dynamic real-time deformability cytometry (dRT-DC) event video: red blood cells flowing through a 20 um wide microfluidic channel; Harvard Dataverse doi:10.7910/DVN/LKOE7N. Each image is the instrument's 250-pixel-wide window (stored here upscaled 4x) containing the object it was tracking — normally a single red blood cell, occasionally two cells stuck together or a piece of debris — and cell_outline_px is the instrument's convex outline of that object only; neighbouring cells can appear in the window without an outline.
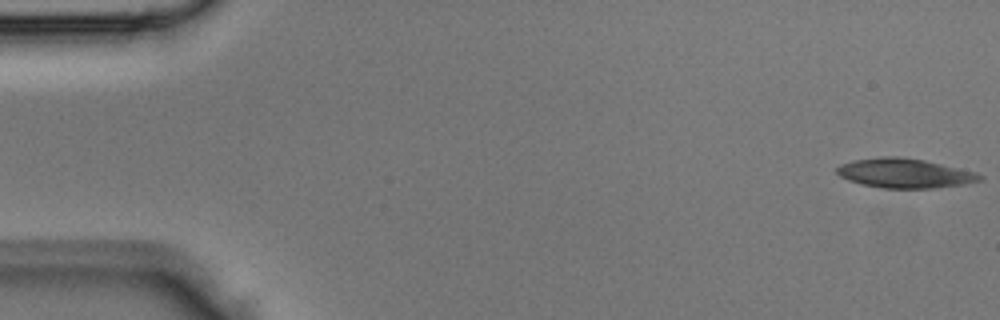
{"species": "Egyptian fruit bat (a non-hibernating species)", "species_latin": "Rousettus aegyptiacus", "temperature_condition": "room temperature", "stored_images_in_passage": 13, "camera_frame_rate_fps": 3000, "um_per_image_px": 0.085, "animal": {"sex": "male"}, "frame": {"image": 1, "passage_image": 1, "time_ms": 0.0, "image_size_px": [1000, 320], "cell_outline_px": [[984, 180], [964, 184], [932, 188], [884, 188], [864, 184], [848, 180], [840, 176], [836, 172], [836, 168], [840, 164], [852, 160], [884, 156], [896, 156], [924, 160], [976, 172], [984, 176]], "centroid_in_image_um": [76.91, 14.72], "position_along_channel_um": 8.1, "area_um2": 24.45}}
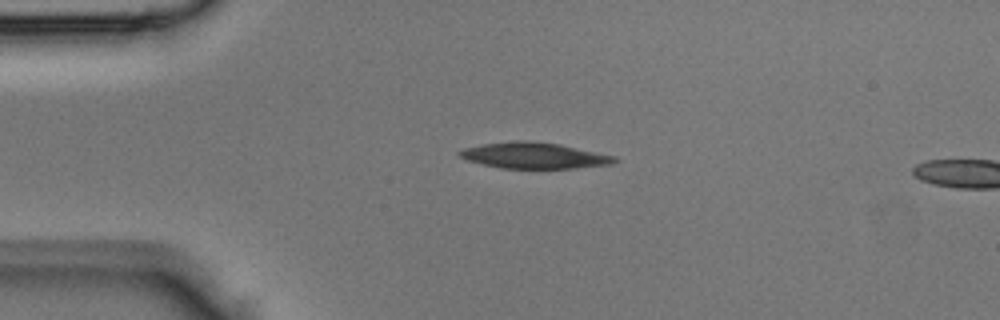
{"frame": {"image": 2, "passage_image": 10, "time_ms": 3.0, "image_size_px": [1000, 320], "cell_outline_px": [[620, 160], [612, 164], [576, 168], [500, 168], [468, 160], [460, 156], [456, 152], [464, 148], [484, 144], [516, 140], [524, 140], [560, 144], [616, 156]], "centroid_in_image_um": [45.44, 13.22], "position_along_channel_um": 39.6, "area_um2": 23.41}}